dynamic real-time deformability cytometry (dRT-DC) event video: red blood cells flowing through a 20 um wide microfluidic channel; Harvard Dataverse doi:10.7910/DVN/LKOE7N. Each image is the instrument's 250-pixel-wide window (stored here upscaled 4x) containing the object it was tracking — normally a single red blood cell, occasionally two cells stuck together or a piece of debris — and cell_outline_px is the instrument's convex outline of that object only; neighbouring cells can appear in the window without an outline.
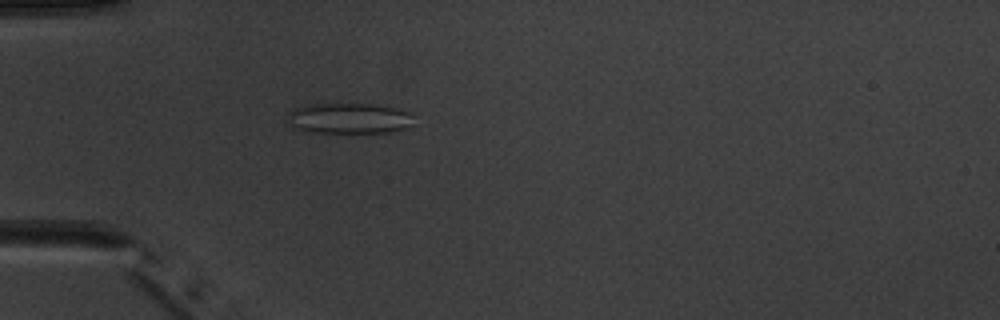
{"species": "common noctule bat (a hibernating species)", "species_latin": "Nyctalus noctula", "temperature_condition": "warm", "stored_images_in_passage": 4, "camera_frame_rate_fps": 3000, "um_per_image_px": 0.085, "animal": {"sex": "male", "body_mass_g": 20.1, "forearm_length_mm": 53.5}, "frame": {"image": 1, "passage_image": 4, "time_ms": 3.667, "image_size_px": [1000, 320], "cell_outline_px": [[412, 124], [404, 128], [392, 132], [300, 132], [292, 128], [284, 120], [288, 112], [304, 104], [372, 104], [396, 108], [408, 112], [412, 116]], "centroid_in_image_um": [29.55, 10.06], "position_along_channel_um": 55.5, "area_um2": 22.83}}